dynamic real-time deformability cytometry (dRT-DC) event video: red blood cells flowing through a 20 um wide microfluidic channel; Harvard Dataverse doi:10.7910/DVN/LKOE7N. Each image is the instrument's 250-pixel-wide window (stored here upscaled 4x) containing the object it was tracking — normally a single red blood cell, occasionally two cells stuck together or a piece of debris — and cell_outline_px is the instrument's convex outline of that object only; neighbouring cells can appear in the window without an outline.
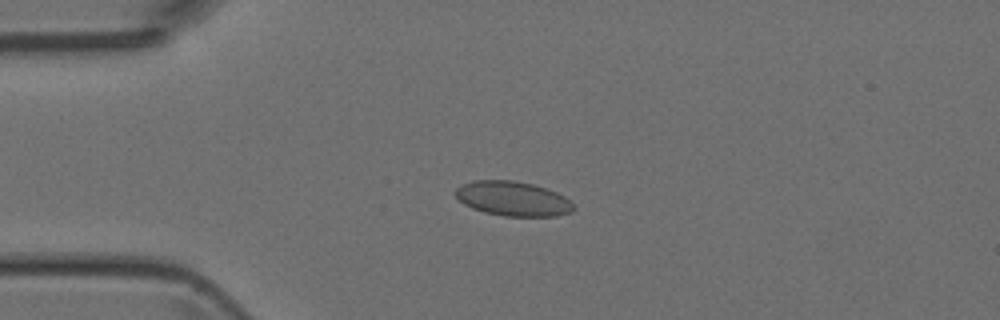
{"species": "Egyptian fruit bat (a non-hibernating species)", "species_latin": "Rousettus aegyptiacus", "temperature_condition": "room temperature", "stored_images_in_passage": 5, "camera_frame_rate_fps": 3000, "um_per_image_px": 0.085, "animal": {"sex": "female"}, "frame": {"image": 1, "passage_image": 2, "time_ms": 1.0, "image_size_px": [1000, 320], "cell_outline_px": [[572, 212], [556, 216], [504, 216], [484, 212], [472, 208], [464, 204], [452, 192], [460, 184], [472, 180], [512, 180], [532, 184], [556, 192], [564, 196], [572, 204]], "centroid_in_image_um": [43.53, 16.88], "position_along_channel_um": 41.5, "area_um2": 23.76}}
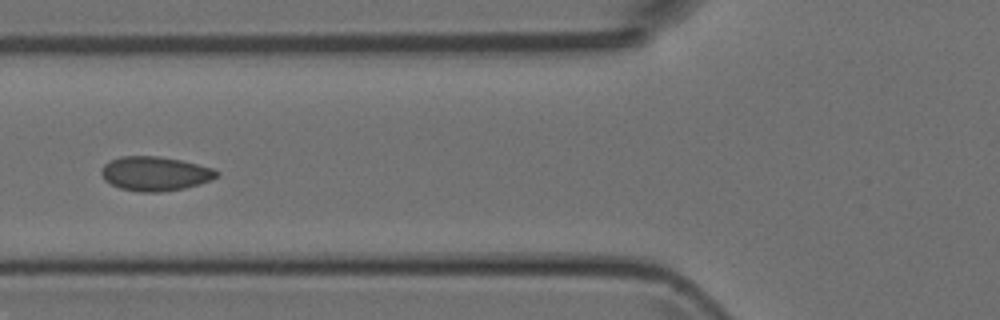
{"frame": {"image": 2, "passage_image": 4, "time_ms": 3.333, "image_size_px": [1000, 320], "cell_outline_px": [[220, 176], [212, 180], [200, 184], [184, 188], [160, 192], [140, 192], [120, 188], [104, 180], [100, 172], [104, 164], [120, 156], [156, 156], [180, 160], [216, 168], [220, 172]], "centroid_in_image_um": [13.23, 14.76], "position_along_channel_um": 112.6, "area_um2": 23.18}}
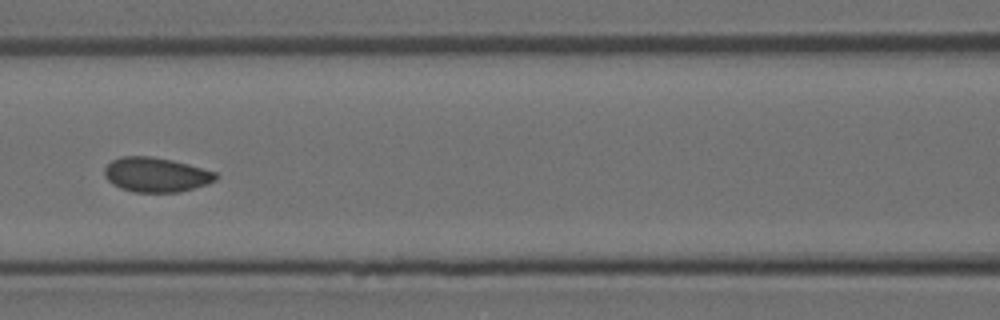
{"frame": {"image": 3, "passage_image": 5, "time_ms": 4.333, "image_size_px": [1000, 320], "cell_outline_px": [[216, 180], [208, 184], [180, 192], [132, 192], [120, 188], [112, 184], [104, 176], [104, 168], [112, 160], [120, 156], [152, 156], [172, 160], [188, 164], [216, 172]], "centroid_in_image_um": [13.24, 14.85], "position_along_channel_um": 153.4, "area_um2": 22.54}}